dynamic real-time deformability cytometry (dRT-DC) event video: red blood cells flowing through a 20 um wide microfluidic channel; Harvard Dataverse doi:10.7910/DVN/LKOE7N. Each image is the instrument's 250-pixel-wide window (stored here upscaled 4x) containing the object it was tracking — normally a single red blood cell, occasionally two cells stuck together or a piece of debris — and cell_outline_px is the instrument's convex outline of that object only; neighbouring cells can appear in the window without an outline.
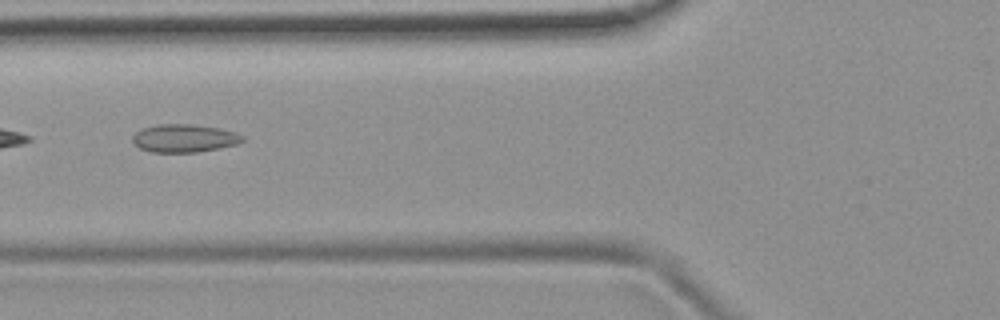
{"species": "common noctule bat (a hibernating species)", "species_latin": "Nyctalus noctula", "temperature_condition": "room temperature", "stored_images_in_passage": 6, "camera_frame_rate_fps": 3000, "um_per_image_px": 0.085, "animal": {"sex": "female", "body_mass_g": 19.9}, "frame": {"image": 1, "passage_image": 3, "time_ms": 3.333, "image_size_px": [1000, 320], "cell_outline_px": [[244, 140], [236, 144], [196, 152], [152, 152], [140, 148], [132, 140], [132, 136], [136, 132], [144, 128], [160, 124], [192, 124], [220, 128], [236, 132], [244, 136]], "centroid_in_image_um": [15.67, 11.74], "position_along_channel_um": 110.1, "area_um2": 17.74}}
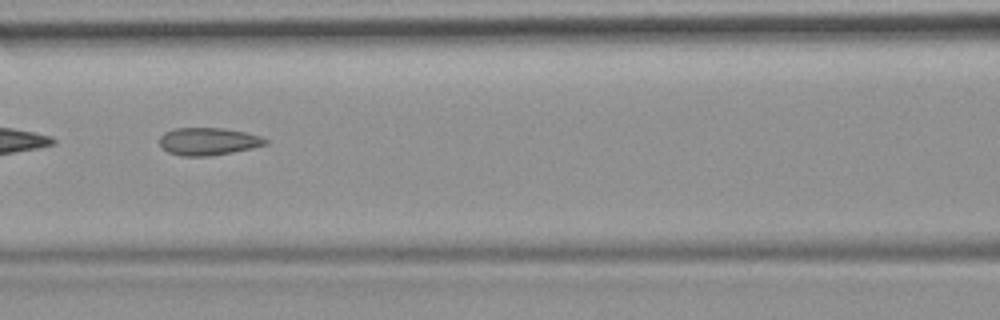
{"frame": {"image": 2, "passage_image": 4, "time_ms": 4.333, "image_size_px": [1000, 320], "cell_outline_px": [[268, 144], [252, 148], [232, 152], [208, 156], [184, 156], [168, 152], [160, 144], [160, 136], [164, 132], [176, 128], [220, 128], [244, 132], [260, 136], [268, 140]], "centroid_in_image_um": [17.7, 12.02], "position_along_channel_um": 148.9, "area_um2": 16.82}}
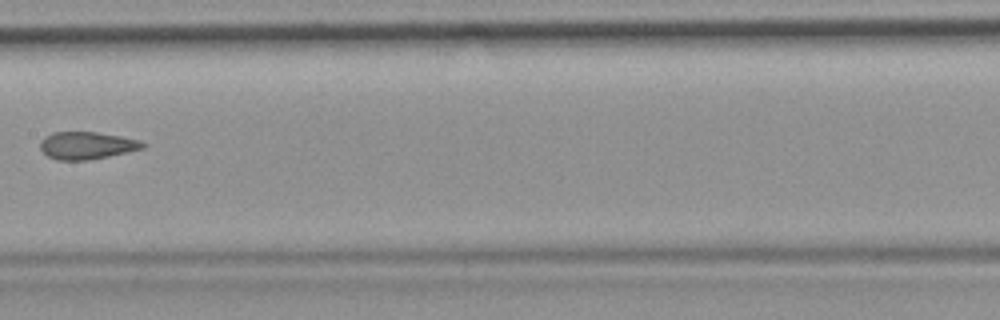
{"frame": {"image": 3, "passage_image": 5, "time_ms": 5.667, "image_size_px": [1000, 320], "cell_outline_px": [[148, 144], [144, 148], [128, 152], [88, 160], [56, 160], [48, 156], [40, 148], [40, 140], [44, 136], [52, 132], [96, 132], [120, 136], [140, 140]], "centroid_in_image_um": [7.38, 12.36], "position_along_channel_um": 200.0, "area_um2": 16.47}}